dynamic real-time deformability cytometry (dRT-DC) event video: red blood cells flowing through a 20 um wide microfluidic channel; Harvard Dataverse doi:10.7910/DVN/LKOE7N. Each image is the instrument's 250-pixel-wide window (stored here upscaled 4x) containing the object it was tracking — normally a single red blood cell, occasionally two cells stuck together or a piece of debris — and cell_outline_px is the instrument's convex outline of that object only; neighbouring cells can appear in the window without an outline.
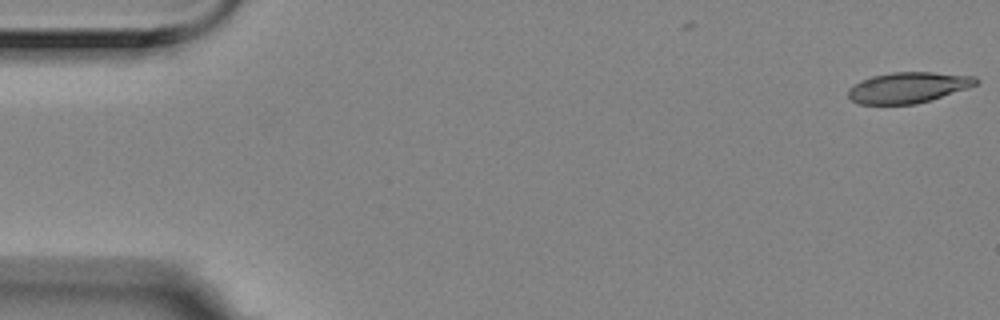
{"species": "Egyptian fruit bat (a non-hibernating species)", "species_latin": "Rousettus aegyptiacus", "temperature_condition": "room temperature", "stored_images_in_passage": 4, "camera_frame_rate_fps": 3000, "um_per_image_px": 0.085, "animal": {"sex": "female"}, "frame": {"image": 1, "passage_image": 1, "time_ms": 0.0, "image_size_px": [1000, 320], "cell_outline_px": [[980, 80], [976, 84], [968, 88], [916, 104], [856, 104], [848, 96], [848, 88], [860, 80], [872, 76], [892, 72], [932, 72], [976, 76]], "centroid_in_image_um": [77.17, 7.43], "position_along_channel_um": 7.8, "area_um2": 22.95}}